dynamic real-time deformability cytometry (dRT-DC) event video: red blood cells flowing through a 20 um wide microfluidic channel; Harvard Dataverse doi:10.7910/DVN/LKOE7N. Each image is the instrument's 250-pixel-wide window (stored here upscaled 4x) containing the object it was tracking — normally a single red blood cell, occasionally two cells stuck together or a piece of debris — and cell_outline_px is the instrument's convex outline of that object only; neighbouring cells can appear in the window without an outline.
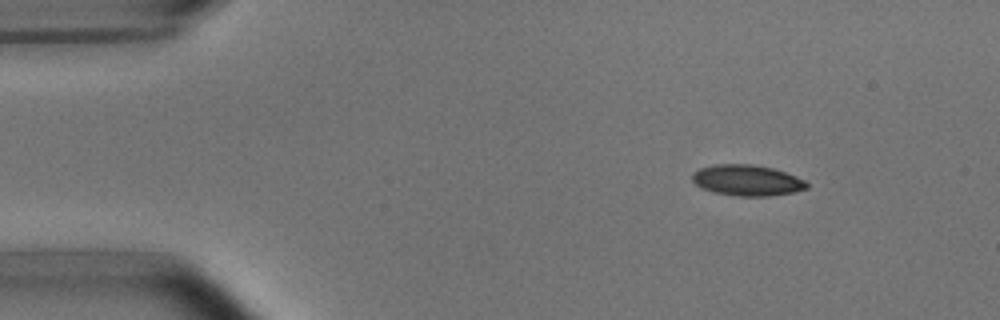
{"species": "common noctule bat (a hibernating species)", "species_latin": "Nyctalus noctula", "temperature_condition": "room temperature", "stored_images_in_passage": 3, "camera_frame_rate_fps": 3000, "um_per_image_px": 0.085, "animal": {"sex": "male", "body_mass_g": 15.6}, "frame": {"image": 1, "passage_image": 1, "time_ms": 0.0, "image_size_px": [1000, 320], "cell_outline_px": [[808, 188], [792, 192], [768, 196], [740, 196], [716, 192], [704, 188], [696, 184], [692, 180], [692, 172], [700, 168], [716, 164], [752, 164], [772, 168], [796, 176], [804, 180], [808, 184]], "centroid_in_image_um": [63.5, 15.31], "position_along_channel_um": 21.5, "area_um2": 20.35}}